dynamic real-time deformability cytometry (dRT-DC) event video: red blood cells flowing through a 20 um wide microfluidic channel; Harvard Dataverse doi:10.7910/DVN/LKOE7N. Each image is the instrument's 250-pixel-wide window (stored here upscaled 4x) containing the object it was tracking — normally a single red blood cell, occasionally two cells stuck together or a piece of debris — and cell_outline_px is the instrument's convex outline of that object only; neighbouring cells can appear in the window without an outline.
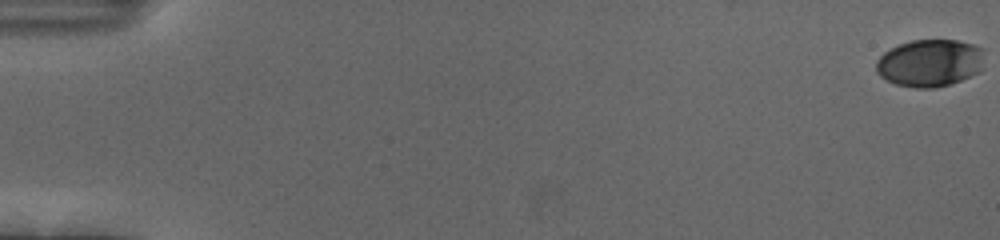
{"species": "human", "species_latin": "Homo sapiens", "temperature_condition": "cold", "stored_images_in_passage": 57, "camera_frame_rate_fps": 3000, "um_per_image_px": 0.085, "donor": {"sex": "female"}, "frame": {"image": 1, "passage_image": 1, "time_ms": 0.0, "image_size_px": [1000, 240], "cell_outline_px": [[984, 48], [980, 72], [952, 84], [936, 88], [916, 88], [896, 84], [880, 76], [876, 72], [876, 60], [884, 52], [900, 44], [912, 40], [956, 40], [972, 44]], "centroid_in_image_um": [79.04, 5.36], "position_along_channel_um": 6.0, "area_um2": 30.0}}
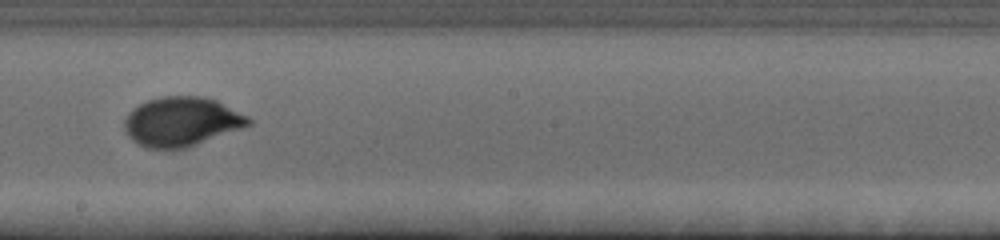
{"frame": {"image": 2, "passage_image": 34, "time_ms": 11.0, "image_size_px": [1000, 240], "cell_outline_px": [[252, 124], [196, 144], [184, 148], [144, 148], [132, 140], [128, 136], [124, 128], [124, 120], [128, 112], [132, 108], [148, 100], [160, 96], [200, 96], [216, 100], [248, 116], [252, 120]], "centroid_in_image_um": [15.39, 10.33], "position_along_channel_um": 232.8, "area_um2": 35.43}}
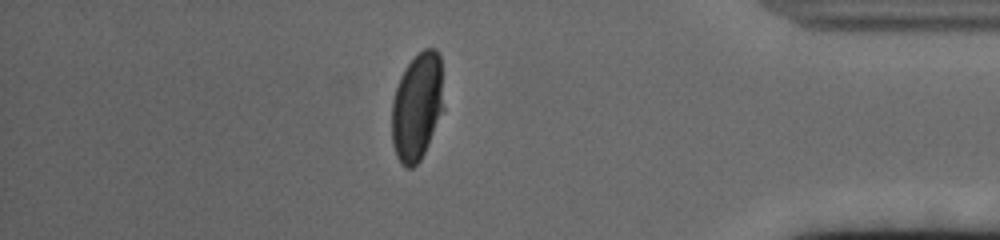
{"frame": {"image": 3, "passage_image": 50, "time_ms": 16.333, "image_size_px": [1000, 240], "cell_outline_px": [[444, 108], [428, 144], [420, 160], [412, 168], [404, 168], [400, 164], [396, 156], [392, 144], [392, 100], [400, 76], [404, 68], [424, 48], [436, 48], [440, 56]], "centroid_in_image_um": [35.44, 9.08], "position_along_channel_um": 399.8, "area_um2": 32.71}, "authors_computed_cell_mechanics": {"area_um2": 33.813, "velocity_mm_per_s": 3.6788, "shape_relaxation_time_tau1_ms": 2.6725, "shape_relaxation_time_tau2_ms": null, "deformation_change_tau1": 0.1367, "deformation_change_tau2": null}}